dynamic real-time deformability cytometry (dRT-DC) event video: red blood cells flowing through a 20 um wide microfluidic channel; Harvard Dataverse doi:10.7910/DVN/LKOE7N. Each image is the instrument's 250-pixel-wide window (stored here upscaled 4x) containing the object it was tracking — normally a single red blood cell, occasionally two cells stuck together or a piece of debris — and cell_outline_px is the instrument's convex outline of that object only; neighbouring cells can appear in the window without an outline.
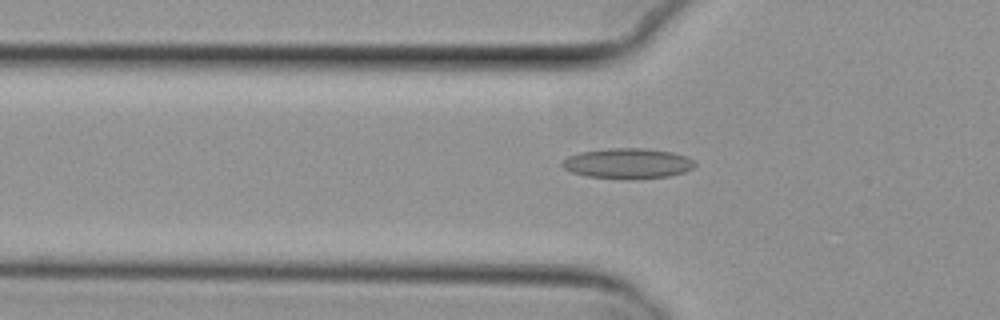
{"species": "common noctule bat (a hibernating species)", "species_latin": "Nyctalus noctula", "temperature_condition": "cold", "stored_images_in_passage": 41, "camera_frame_rate_fps": 3000, "um_per_image_px": 0.085, "animal": {"sex": "female", "body_mass_g": 29.2, "forearm_length_mm": 56.3}, "frame": {"image": 1, "passage_image": 5, "time_ms": 1.333, "image_size_px": [1000, 320], "cell_outline_px": [[696, 164], [692, 168], [684, 172], [668, 176], [628, 180], [588, 176], [572, 172], [564, 168], [560, 164], [568, 156], [580, 152], [608, 148], [644, 148], [672, 152], [688, 156]], "centroid_in_image_um": [53.36, 13.89], "position_along_channel_um": 72.4, "area_um2": 23.52}}
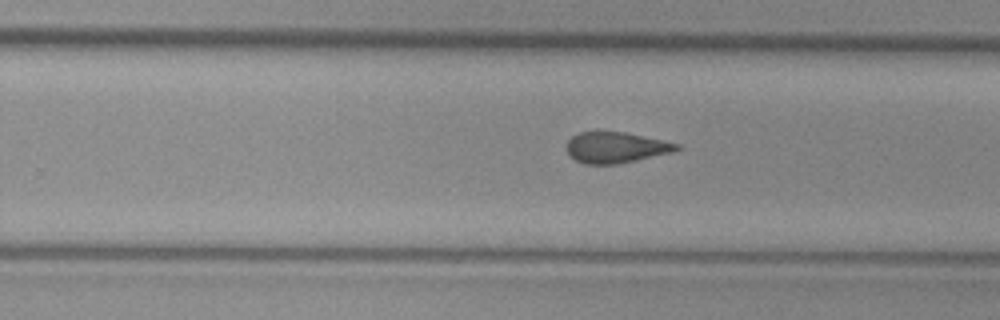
{"frame": {"image": 2, "passage_image": 21, "time_ms": 6.667, "image_size_px": [1000, 320], "cell_outline_px": [[680, 148], [672, 152], [636, 160], [616, 164], [584, 164], [576, 160], [568, 152], [568, 140], [572, 136], [580, 132], [596, 128], [624, 132], [664, 140], [680, 144]], "centroid_in_image_um": [52.32, 12.49], "position_along_channel_um": 277.5, "area_um2": 20.17}}
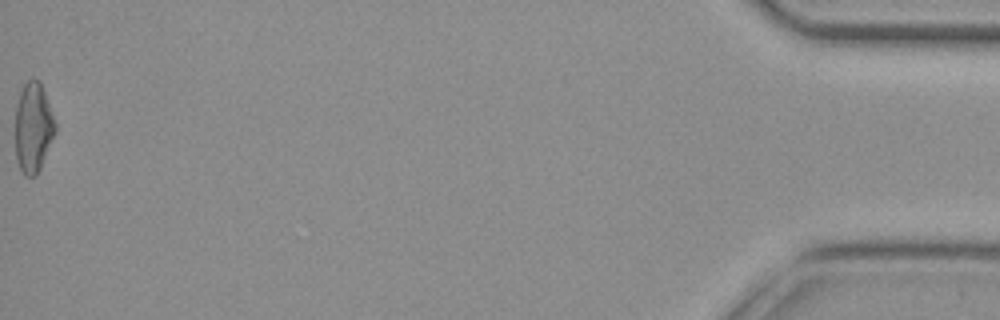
{"frame": {"image": 3, "passage_image": 41, "time_ms": 13.333, "image_size_px": [1000, 320], "cell_outline_px": [[56, 132], [40, 168], [36, 176], [24, 176], [20, 168], [16, 156], [16, 104], [20, 92], [24, 84], [28, 80], [40, 80], [56, 124]], "centroid_in_image_um": [2.83, 10.85], "position_along_channel_um": 432.4, "area_um2": 20.75}, "authors_computed_cell_mechanics": {"area_um2": 20.6924, "velocity_mm_per_s": 3.8436, "shape_relaxation_time_tau1_ms": null, "shape_relaxation_time_tau2_ms": 2.6979, "deformation_change_tau1": null, "deformation_change_tau2": 0.1012}}